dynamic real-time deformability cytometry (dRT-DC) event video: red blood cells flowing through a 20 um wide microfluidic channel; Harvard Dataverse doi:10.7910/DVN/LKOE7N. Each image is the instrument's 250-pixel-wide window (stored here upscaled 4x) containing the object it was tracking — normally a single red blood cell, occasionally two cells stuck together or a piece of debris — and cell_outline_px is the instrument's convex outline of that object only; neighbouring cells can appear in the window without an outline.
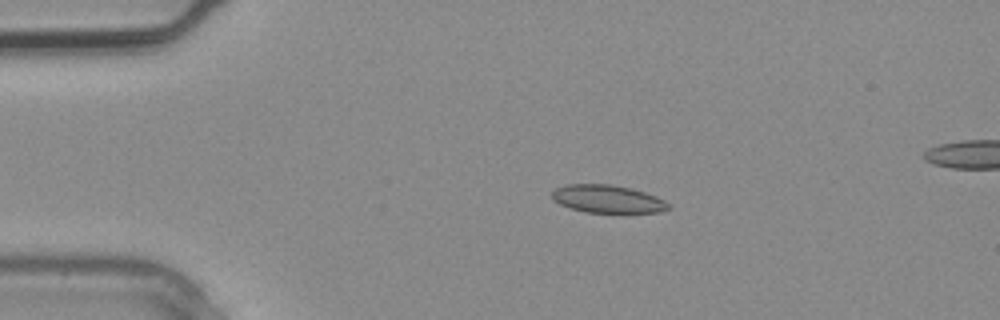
{"species": "common noctule bat (a hibernating species)", "species_latin": "Nyctalus noctula", "temperature_condition": "warm", "stored_images_in_passage": 3, "segment_of_instrument_passage": [1, 2], "camera_frame_rate_fps": 3000, "um_per_image_px": 0.085, "animal": {"sex": "male", "body_mass_g": 20.4}, "frame": {"image": 1, "passage_image": 2, "time_ms": 0.333, "image_size_px": [1000, 320], "cell_outline_px": [[672, 208], [660, 212], [584, 212], [560, 204], [552, 200], [552, 192], [556, 188], [564, 184], [612, 184], [632, 188], [656, 196], [664, 200]], "centroid_in_image_um": [51.64, 16.9], "position_along_channel_um": 33.4, "area_um2": 18.9}}